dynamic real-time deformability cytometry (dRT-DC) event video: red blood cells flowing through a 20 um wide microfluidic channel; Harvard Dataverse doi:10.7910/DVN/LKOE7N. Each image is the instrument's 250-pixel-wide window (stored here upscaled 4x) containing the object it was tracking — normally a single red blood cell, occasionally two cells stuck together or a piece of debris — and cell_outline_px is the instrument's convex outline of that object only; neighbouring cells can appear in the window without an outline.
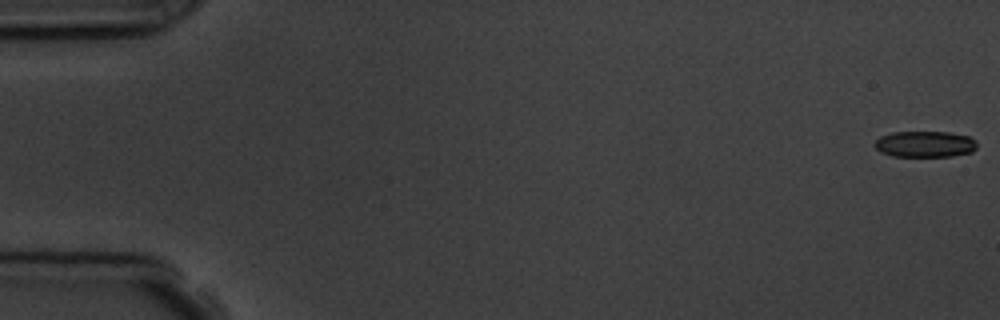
{"species": "common noctule bat (a hibernating species)", "species_latin": "Nyctalus noctula", "temperature_condition": "room temperature", "stored_images_in_passage": 4, "camera_frame_rate_fps": 3000, "um_per_image_px": 0.085, "animal": {"sex": "male", "body_mass_g": 19.5, "forearm_length_mm": 54.6}, "frame": {"image": 1, "passage_image": 1, "time_ms": 0.0, "image_size_px": [1000, 320], "cell_outline_px": [[976, 148], [972, 152], [952, 156], [892, 156], [880, 152], [872, 144], [880, 136], [892, 132], [948, 132], [968, 136], [976, 140]], "centroid_in_image_um": [78.6, 12.25], "position_along_channel_um": 6.4, "area_um2": 15.66}}
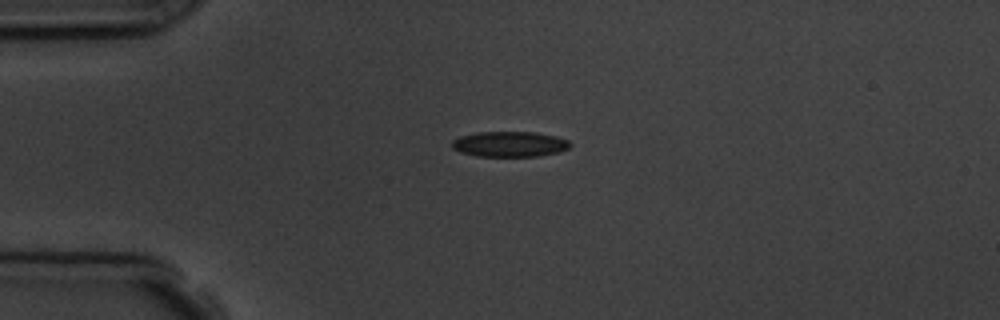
{"frame": {"image": 2, "passage_image": 4, "time_ms": 4.333, "image_size_px": [1000, 320], "cell_outline_px": [[572, 144], [568, 148], [560, 152], [540, 156], [476, 156], [460, 152], [452, 148], [452, 140], [460, 136], [476, 132], [532, 132], [556, 136], [568, 140]], "centroid_in_image_um": [43.32, 12.25], "position_along_channel_um": 41.7, "area_um2": 17.57}}